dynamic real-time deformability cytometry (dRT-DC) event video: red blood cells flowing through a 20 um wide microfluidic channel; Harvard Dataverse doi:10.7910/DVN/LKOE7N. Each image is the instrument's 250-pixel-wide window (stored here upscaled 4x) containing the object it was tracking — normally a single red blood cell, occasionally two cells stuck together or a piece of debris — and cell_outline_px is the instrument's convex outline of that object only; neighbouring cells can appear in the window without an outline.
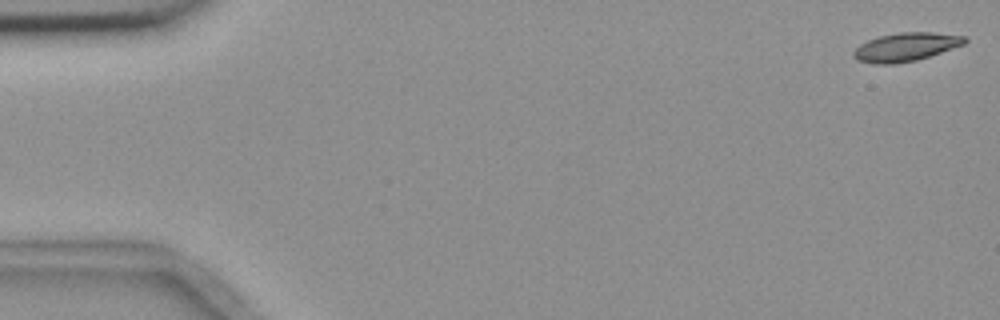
{"species": "common noctule bat (a hibernating species)", "species_latin": "Nyctalus noctula", "temperature_condition": "room temperature", "stored_images_in_passage": 6, "segment_of_instrument_passage": [2, 2], "camera_frame_rate_fps": 3000, "um_per_image_px": 0.085, "animal": {"sex": "female", "body_mass_g": 18.4}, "frame": {"image": 1, "passage_image": 6, "time_ms": 6.667, "image_size_px": [1000, 320], "cell_outline_px": [[968, 40], [964, 44], [916, 60], [896, 64], [872, 64], [856, 60], [852, 56], [852, 52], [860, 44], [868, 40], [880, 36], [900, 32], [932, 32], [968, 36]], "centroid_in_image_um": [76.97, 3.99], "position_along_channel_um": 8.0, "area_um2": 18.5}}